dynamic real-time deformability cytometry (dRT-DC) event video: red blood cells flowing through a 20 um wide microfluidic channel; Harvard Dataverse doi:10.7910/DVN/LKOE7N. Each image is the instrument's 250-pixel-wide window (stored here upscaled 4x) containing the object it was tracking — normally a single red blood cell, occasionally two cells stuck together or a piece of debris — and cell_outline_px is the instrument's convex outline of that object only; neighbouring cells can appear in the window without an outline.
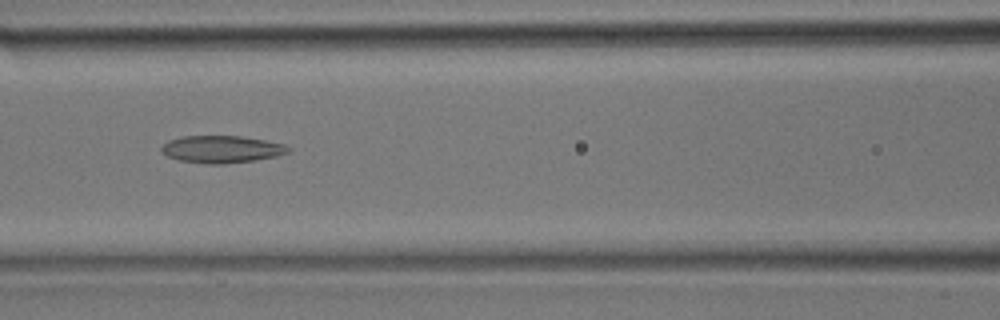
{"species": "common noctule bat (a hibernating species)", "species_latin": "Nyctalus noctula", "temperature_condition": "room temperature", "stored_images_in_passage": 30, "camera_frame_rate_fps": 3000, "um_per_image_px": 0.085, "animal": {"sex": "male", "body_mass_g": 17.9}, "frame": {"image": 1, "passage_image": 14, "time_ms": 4.333, "image_size_px": [1000, 320], "cell_outline_px": [[292, 148], [288, 152], [276, 156], [256, 160], [220, 164], [208, 164], [180, 160], [168, 156], [160, 152], [160, 148], [168, 140], [180, 136], [240, 136], [264, 140], [284, 144]], "centroid_in_image_um": [18.82, 12.68], "position_along_channel_um": 147.8, "area_um2": 20.11}}
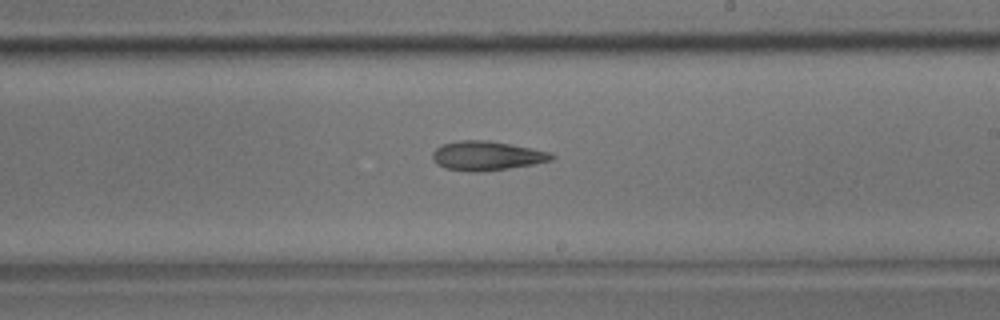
{"frame": {"image": 2, "passage_image": 19, "time_ms": 6.0, "image_size_px": [1000, 320], "cell_outline_px": [[556, 156], [552, 160], [532, 164], [508, 168], [480, 172], [472, 172], [444, 168], [436, 164], [432, 160], [432, 152], [440, 144], [460, 140], [488, 140], [512, 144], [552, 152]], "centroid_in_image_um": [41.35, 13.23], "position_along_channel_um": 247.7, "area_um2": 20.52}}
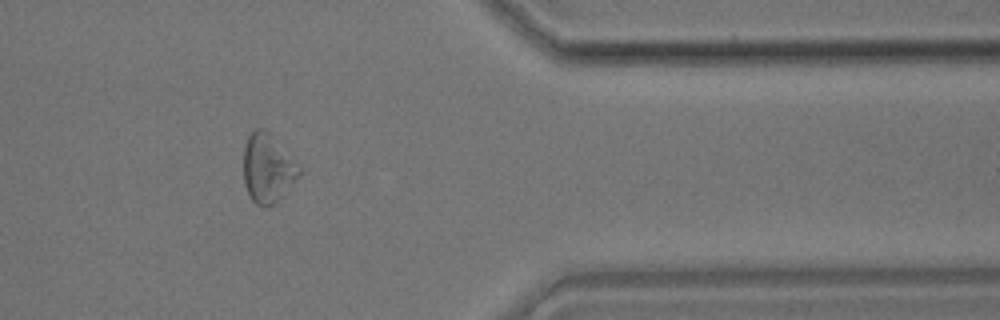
{"frame": {"image": 3, "passage_image": 27, "time_ms": 8.667, "image_size_px": [1000, 320], "cell_outline_px": [[300, 176], [272, 204], [264, 208], [256, 204], [252, 200], [244, 184], [244, 144], [248, 136], [256, 128], [264, 128], [268, 132], [300, 168]], "centroid_in_image_um": [22.71, 14.31], "position_along_channel_um": 388.7, "area_um2": 21.68}}